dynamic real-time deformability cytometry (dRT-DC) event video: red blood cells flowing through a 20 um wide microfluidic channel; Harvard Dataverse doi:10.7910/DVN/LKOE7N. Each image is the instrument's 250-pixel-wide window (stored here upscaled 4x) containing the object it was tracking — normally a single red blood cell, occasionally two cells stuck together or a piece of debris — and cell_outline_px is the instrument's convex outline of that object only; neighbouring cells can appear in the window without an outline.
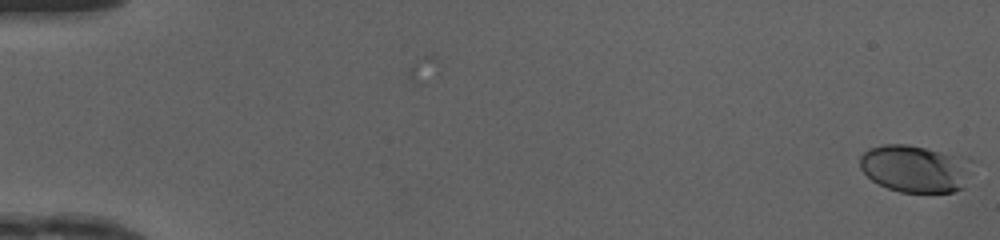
{"species": "human", "species_latin": "Homo sapiens", "temperature_condition": "cold", "stored_images_in_passage": 50, "camera_frame_rate_fps": 3000, "um_per_image_px": 0.085, "donor": {"sex": "female"}, "frame": {"image": 1, "passage_image": 1, "time_ms": 0.0, "image_size_px": [1000, 240], "cell_outline_px": [[980, 160], [964, 188], [952, 192], [900, 192], [888, 188], [872, 180], [860, 168], [860, 156], [868, 148], [884, 144], [908, 144], [972, 156]], "centroid_in_image_um": [77.98, 14.3], "position_along_channel_um": 7.0, "area_um2": 32.43}}
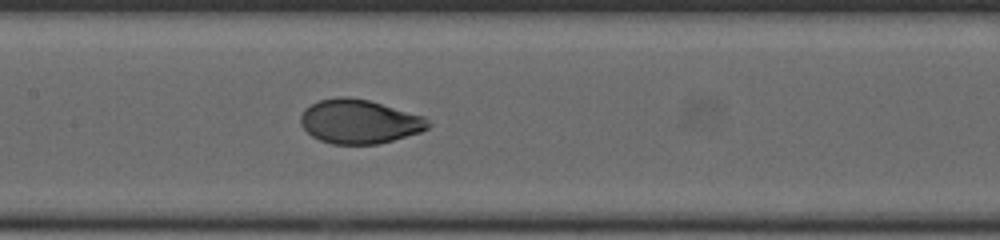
{"frame": {"image": 2, "passage_image": 26, "time_ms": 8.333, "image_size_px": [1000, 240], "cell_outline_px": [[432, 124], [428, 128], [420, 132], [392, 140], [376, 144], [332, 144], [320, 140], [312, 136], [300, 124], [300, 116], [304, 108], [320, 100], [336, 96], [348, 96], [368, 100], [424, 116]], "centroid_in_image_um": [30.52, 10.32], "position_along_channel_um": 176.9, "area_um2": 32.71}}
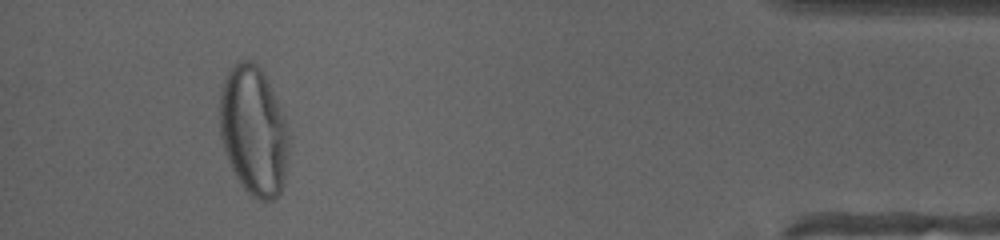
{"frame": {"image": 3, "passage_image": 47, "time_ms": 15.333, "image_size_px": [1000, 240], "cell_outline_px": [[288, 152], [284, 184], [276, 200], [256, 200], [240, 184], [224, 152], [220, 136], [220, 92], [224, 80], [228, 72], [240, 60], [252, 60], [264, 72], [284, 116], [288, 136]], "centroid_in_image_um": [21.56, 11.14], "position_along_channel_um": 413.6, "area_um2": 52.08}, "authors_computed_cell_mechanics": {"area_um2": 32.6281, "velocity_mm_per_s": 4.1765, "shape_relaxation_time_tau1_ms": 3.4504, "shape_relaxation_time_tau2_ms": null, "deformation_change_tau1": 0.1686, "deformation_change_tau2": null}}